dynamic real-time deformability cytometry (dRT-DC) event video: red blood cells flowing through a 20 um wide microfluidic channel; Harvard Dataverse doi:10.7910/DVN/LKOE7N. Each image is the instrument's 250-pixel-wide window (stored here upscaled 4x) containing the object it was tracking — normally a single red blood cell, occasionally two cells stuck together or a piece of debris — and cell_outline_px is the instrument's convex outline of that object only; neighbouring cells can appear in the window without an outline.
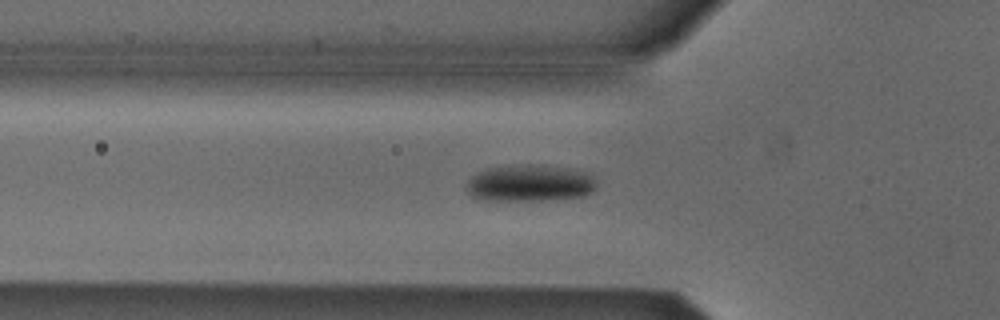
{"species": "Egyptian fruit bat (a non-hibernating species)", "species_latin": "Rousettus aegyptiacus", "temperature_condition": "cold", "stored_images_in_passage": 53, "segment_of_instrument_passage": [1, 2], "camera_frame_rate_fps": 3000, "um_per_image_px": 0.085, "animal": {"sex": "male"}, "frame": {"image": 1, "passage_image": 17, "time_ms": 5.333, "image_size_px": [1000, 320], "cell_outline_px": [[596, 188], [592, 192], [584, 196], [548, 200], [484, 200], [472, 196], [464, 188], [468, 180], [472, 176], [488, 168], [528, 164], [532, 164], [568, 168], [584, 172], [592, 176], [596, 184]], "centroid_in_image_um": [45.03, 15.58], "position_along_channel_um": 80.8, "area_um2": 27.8}}
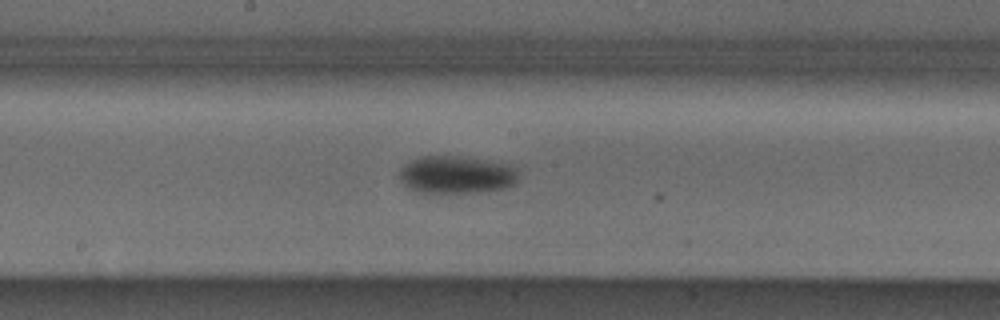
{"frame": {"image": 2, "passage_image": 27, "time_ms": 8.667, "image_size_px": [1000, 320], "cell_outline_px": [[516, 184], [508, 188], [484, 192], [440, 196], [416, 192], [408, 188], [400, 180], [400, 168], [404, 164], [420, 156], [460, 156], [484, 160], [504, 164], [516, 168]], "centroid_in_image_um": [38.74, 14.92], "position_along_channel_um": 209.5, "area_um2": 27.05}}
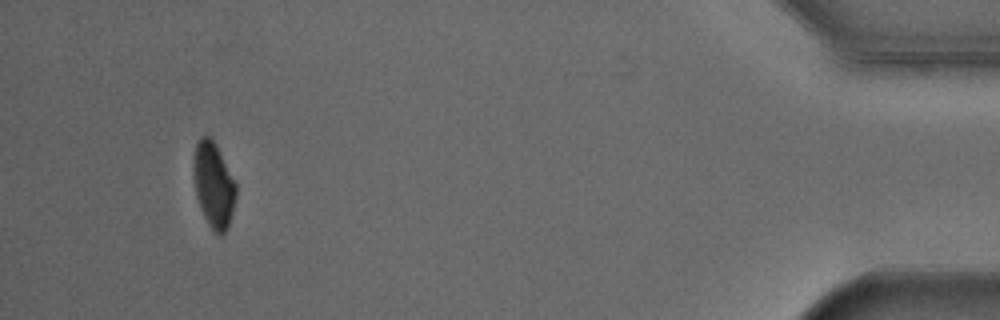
{"frame": {"image": 3, "passage_image": 49, "time_ms": 16.0, "image_size_px": [1000, 320], "cell_outline_px": [[236, 196], [228, 228], [220, 236], [212, 232], [200, 208], [196, 196], [196, 144], [200, 136], [212, 136], [236, 184]], "centroid_in_image_um": [18.2, 15.78], "position_along_channel_um": 417.0, "area_um2": 20.52}}